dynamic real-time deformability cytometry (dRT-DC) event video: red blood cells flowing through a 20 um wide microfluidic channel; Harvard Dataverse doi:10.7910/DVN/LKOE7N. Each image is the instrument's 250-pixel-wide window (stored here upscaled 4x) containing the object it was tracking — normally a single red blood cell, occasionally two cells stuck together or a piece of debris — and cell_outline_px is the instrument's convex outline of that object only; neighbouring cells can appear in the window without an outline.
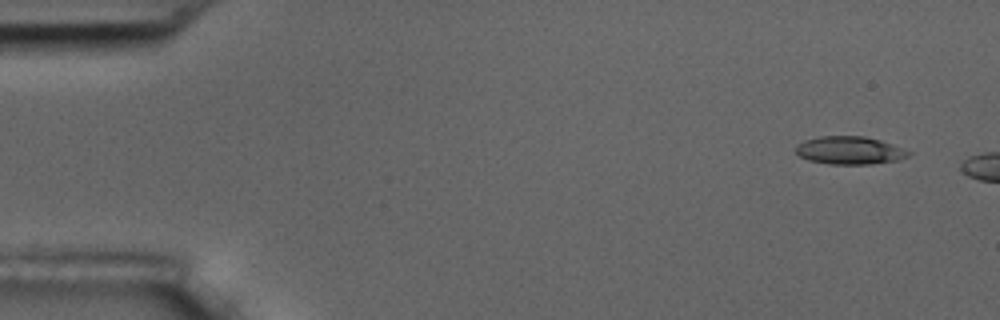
{"species": "common noctule bat (a hibernating species)", "species_latin": "Nyctalus noctula", "temperature_condition": "room temperature", "stored_images_in_passage": 3, "camera_frame_rate_fps": 3000, "um_per_image_px": 0.085, "animal": {"sex": "male", "body_mass_g": 17.5, "forearm_length_mm": 52.3}, "frame": {"image": 1, "passage_image": 2, "time_ms": 1.0, "image_size_px": [1000, 320], "cell_outline_px": [[912, 152], [908, 156], [896, 160], [872, 164], [828, 164], [808, 160], [800, 156], [796, 152], [796, 144], [804, 140], [820, 136], [864, 136], [880, 140], [892, 144]], "centroid_in_image_um": [72.19, 12.78], "position_along_channel_um": 12.8, "area_um2": 18.32}}